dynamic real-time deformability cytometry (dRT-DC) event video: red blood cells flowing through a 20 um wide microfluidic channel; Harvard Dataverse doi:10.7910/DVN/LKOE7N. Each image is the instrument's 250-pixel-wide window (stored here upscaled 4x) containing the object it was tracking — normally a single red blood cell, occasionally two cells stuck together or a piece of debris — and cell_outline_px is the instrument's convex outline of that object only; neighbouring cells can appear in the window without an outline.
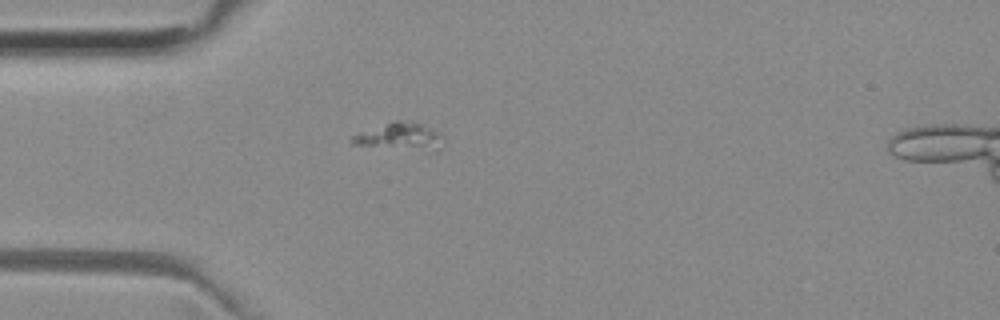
{"species": "common noctule bat (a hibernating species)", "species_latin": "Nyctalus noctula", "temperature_condition": "room temperature", "stored_images_in_passage": 34, "camera_frame_rate_fps": 3000, "um_per_image_px": 0.085, "animal": {"sex": "female", "body_mass_g": 29.2, "forearm_length_mm": 56.3}, "frame": {"image": 1, "passage_image": 1, "time_ms": 0.0, "image_size_px": [1000, 320], "cell_outline_px": [[444, 136], [440, 148], [436, 152], [432, 152], [352, 144], [352, 136], [360, 132], [396, 120], [400, 120], [420, 124], [440, 132]], "centroid_in_image_um": [34.08, 11.63], "position_along_channel_um": 50.9, "area_um2": 14.39}}
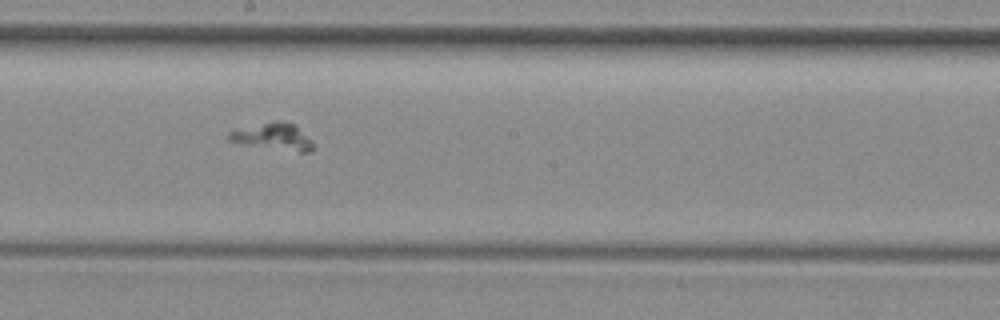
{"frame": {"image": 2, "passage_image": 15, "time_ms": 4.667, "image_size_px": [1000, 320], "cell_outline_px": [[316, 148], [312, 152], [300, 152], [248, 144], [228, 140], [228, 132], [276, 120], [280, 120], [292, 124], [312, 140], [316, 144]], "centroid_in_image_um": [23.32, 11.63], "position_along_channel_um": 224.9, "area_um2": 12.72}}
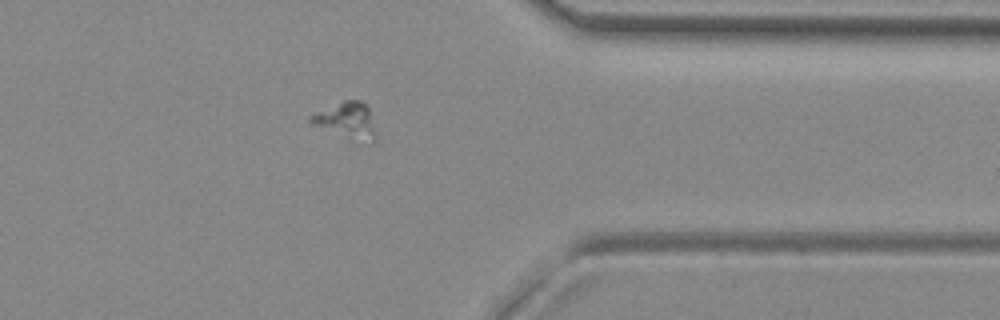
{"frame": {"image": 3, "passage_image": 28, "time_ms": 9.0, "image_size_px": [1000, 320], "cell_outline_px": [[376, 140], [372, 144], [308, 124], [308, 116], [316, 112], [344, 100], [360, 100], [368, 108], [376, 136]], "centroid_in_image_um": [29.43, 10.23], "position_along_channel_um": 382.0, "area_um2": 13.41}}